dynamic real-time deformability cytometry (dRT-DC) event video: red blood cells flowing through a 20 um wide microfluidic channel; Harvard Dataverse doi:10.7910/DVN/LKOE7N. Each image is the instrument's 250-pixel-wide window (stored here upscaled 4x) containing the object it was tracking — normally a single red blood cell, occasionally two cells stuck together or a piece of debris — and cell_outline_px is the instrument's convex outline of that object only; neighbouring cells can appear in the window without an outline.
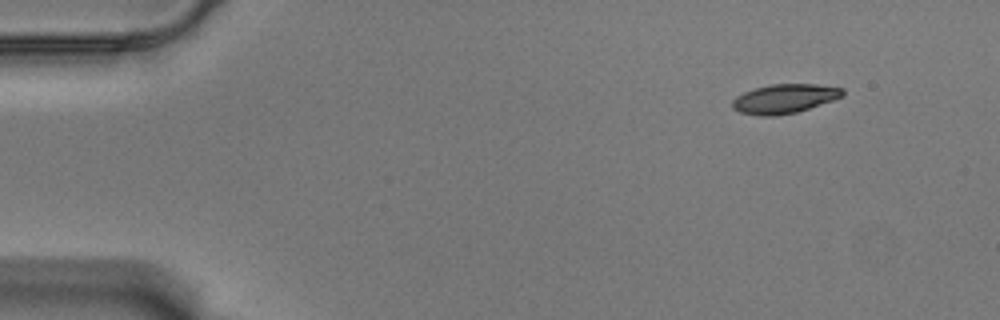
{"species": "Egyptian fruit bat (a non-hibernating species)", "species_latin": "Rousettus aegyptiacus", "temperature_condition": "warm", "stored_images_in_passage": 53, "camera_frame_rate_fps": 3000, "um_per_image_px": 0.085, "animal": {"sex": "male"}, "frame": {"image": 1, "passage_image": 1, "time_ms": 0.0, "image_size_px": [1000, 320], "cell_outline_px": [[844, 96], [796, 112], [772, 116], [760, 116], [740, 112], [732, 108], [732, 100], [736, 96], [744, 92], [756, 88], [772, 84], [816, 84], [844, 88]], "centroid_in_image_um": [66.67, 8.38], "position_along_channel_um": 18.3, "area_um2": 18.61}}
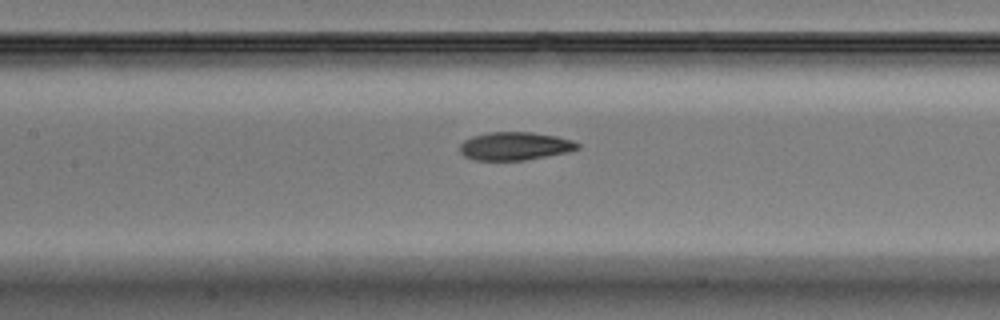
{"frame": {"image": 2, "passage_image": 22, "time_ms": 7.0, "image_size_px": [1000, 320], "cell_outline_px": [[580, 148], [568, 152], [524, 160], [476, 160], [464, 156], [460, 152], [460, 144], [464, 140], [472, 136], [488, 132], [532, 132], [556, 136], [572, 140], [580, 144]], "centroid_in_image_um": [43.76, 12.41], "position_along_channel_um": 163.6, "area_um2": 19.31}}
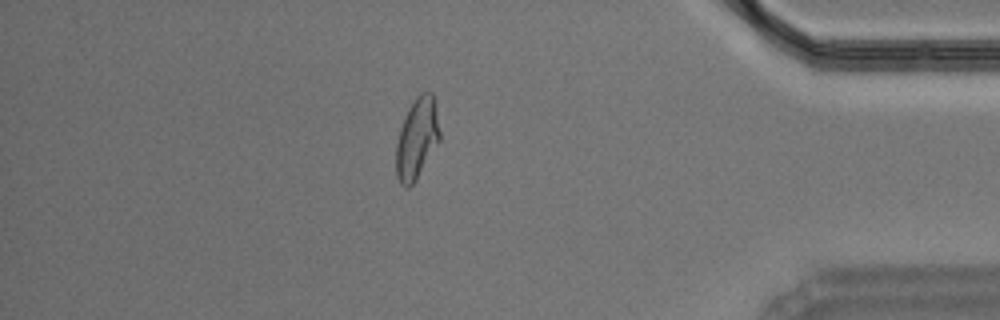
{"frame": {"image": 3, "passage_image": 45, "time_ms": 14.667, "image_size_px": [1000, 320], "cell_outline_px": [[440, 140], [416, 180], [408, 188], [404, 188], [400, 184], [396, 176], [396, 144], [400, 128], [404, 116], [408, 108], [416, 96], [420, 92], [432, 92], [440, 132]], "centroid_in_image_um": [35.42, 11.79], "position_along_channel_um": 399.8, "area_um2": 20.63}, "authors_computed_cell_mechanics": {"area_um2": 19.8254, "velocity_mm_per_s": 3.5193, "shape_relaxation_time_tau1_ms": 4.8169, "shape_relaxation_time_tau2_ms": 2.1057, "deformation_change_tau1": 0.1867, "deformation_change_tau2": 0.0839}}